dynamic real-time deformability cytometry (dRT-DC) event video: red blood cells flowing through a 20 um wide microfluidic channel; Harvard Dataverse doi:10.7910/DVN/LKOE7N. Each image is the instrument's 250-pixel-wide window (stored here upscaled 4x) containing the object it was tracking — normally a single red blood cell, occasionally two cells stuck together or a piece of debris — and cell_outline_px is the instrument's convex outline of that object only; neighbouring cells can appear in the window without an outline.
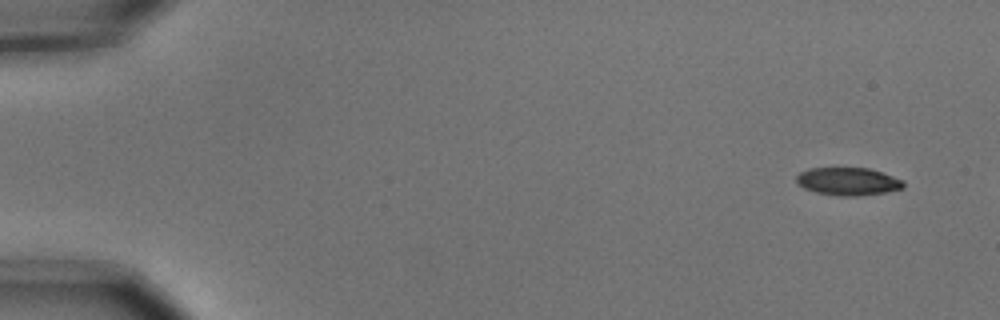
{"species": "common noctule bat (a hibernating species)", "species_latin": "Nyctalus noctula", "temperature_condition": "cold", "stored_images_in_passage": 3, "camera_frame_rate_fps": 3000, "um_per_image_px": 0.085, "animal": {"sex": "male", "body_mass_g": 15.6}, "frame": {"image": 1, "passage_image": 1, "time_ms": 0.0, "image_size_px": [1000, 320], "cell_outline_px": [[904, 188], [884, 192], [856, 196], [840, 196], [816, 192], [804, 188], [796, 180], [796, 176], [800, 172], [808, 168], [868, 168], [904, 180]], "centroid_in_image_um": [72.08, 15.42], "position_along_channel_um": 12.9, "area_um2": 17.17}}